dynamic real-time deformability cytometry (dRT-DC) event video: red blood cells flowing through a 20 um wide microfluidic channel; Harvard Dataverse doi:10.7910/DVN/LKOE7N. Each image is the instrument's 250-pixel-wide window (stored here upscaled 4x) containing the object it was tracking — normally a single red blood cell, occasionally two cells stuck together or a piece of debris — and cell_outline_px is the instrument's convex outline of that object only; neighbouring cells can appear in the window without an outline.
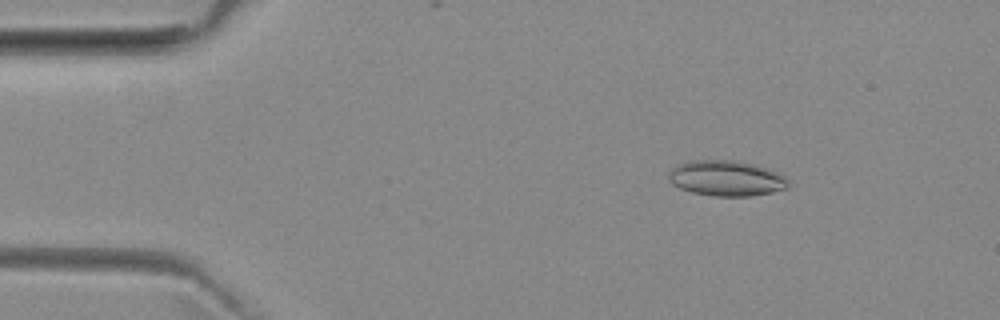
{"species": "common noctule bat (a hibernating species)", "species_latin": "Nyctalus noctula", "temperature_condition": "room temperature", "stored_images_in_passage": 46, "camera_frame_rate_fps": 3000, "um_per_image_px": 0.085, "animal": {"sex": "female", "body_mass_g": 29.2, "forearm_length_mm": 56.3}, "frame": {"image": 1, "passage_image": 2, "time_ms": 0.333, "image_size_px": [1000, 320], "cell_outline_px": [[788, 188], [772, 192], [748, 196], [712, 196], [692, 192], [680, 188], [672, 184], [668, 180], [668, 172], [676, 164], [692, 160], [732, 160], [756, 164], [776, 172], [784, 176], [788, 180]], "centroid_in_image_um": [61.7, 15.15], "position_along_channel_um": 23.3, "area_um2": 24.85}}
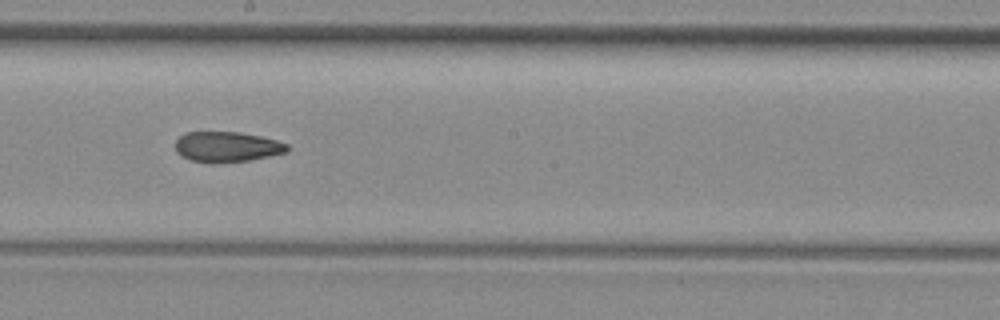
{"frame": {"image": 2, "passage_image": 23, "time_ms": 7.333, "image_size_px": [1000, 320], "cell_outline_px": [[288, 152], [248, 160], [216, 164], [212, 164], [192, 160], [180, 156], [176, 152], [176, 140], [184, 132], [240, 132], [260, 136], [276, 140], [288, 144]], "centroid_in_image_um": [19.26, 12.49], "position_along_channel_um": 228.9, "area_um2": 19.94}}
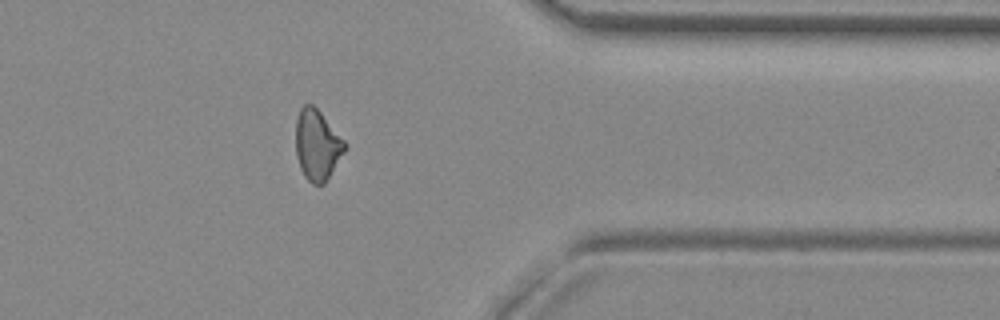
{"frame": {"image": 3, "passage_image": 36, "time_ms": 11.667, "image_size_px": [1000, 320], "cell_outline_px": [[348, 144], [344, 152], [324, 184], [312, 184], [304, 176], [300, 168], [296, 156], [296, 120], [300, 108], [304, 104], [312, 104], [320, 112]], "centroid_in_image_um": [26.95, 12.32], "position_along_channel_um": 384.4, "area_um2": 20.06}, "authors_computed_cell_mechanics": {"area_um2": 20.5479, "velocity_mm_per_s": 3.9721, "shape_relaxation_time_tau1_ms": null, "shape_relaxation_time_tau2_ms": 4.0924, "deformation_change_tau1": null, "deformation_change_tau2": 0.1117}}